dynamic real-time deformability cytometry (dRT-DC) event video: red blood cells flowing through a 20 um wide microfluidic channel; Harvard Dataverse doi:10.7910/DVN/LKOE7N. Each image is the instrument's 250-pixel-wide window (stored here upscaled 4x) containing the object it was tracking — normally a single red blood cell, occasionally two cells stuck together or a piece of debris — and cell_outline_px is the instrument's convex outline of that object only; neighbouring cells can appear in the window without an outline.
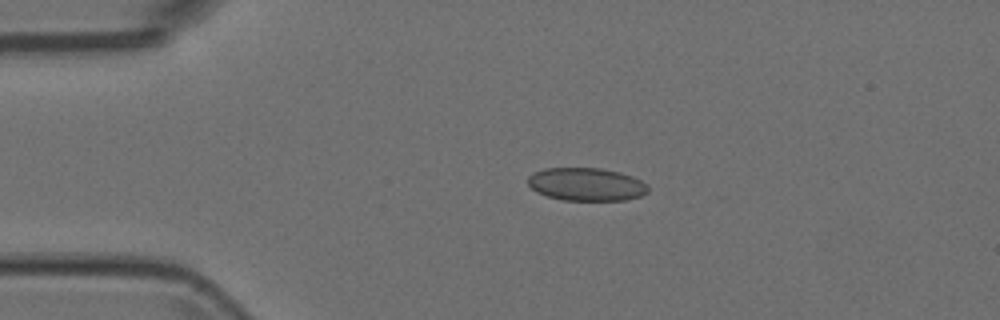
{"species": "Egyptian fruit bat (a non-hibernating species)", "species_latin": "Rousettus aegyptiacus", "temperature_condition": "room temperature", "stored_images_in_passage": 6, "camera_frame_rate_fps": 3000, "um_per_image_px": 0.085, "animal": {"sex": "female"}, "frame": {"image": 1, "passage_image": 4, "time_ms": 1.0, "image_size_px": [1000, 320], "cell_outline_px": [[648, 192], [640, 196], [624, 200], [560, 200], [536, 192], [528, 184], [528, 176], [544, 168], [600, 168], [620, 172], [632, 176], [640, 180], [648, 188]], "centroid_in_image_um": [49.82, 15.67], "position_along_channel_um": 35.2, "area_um2": 23.0}}